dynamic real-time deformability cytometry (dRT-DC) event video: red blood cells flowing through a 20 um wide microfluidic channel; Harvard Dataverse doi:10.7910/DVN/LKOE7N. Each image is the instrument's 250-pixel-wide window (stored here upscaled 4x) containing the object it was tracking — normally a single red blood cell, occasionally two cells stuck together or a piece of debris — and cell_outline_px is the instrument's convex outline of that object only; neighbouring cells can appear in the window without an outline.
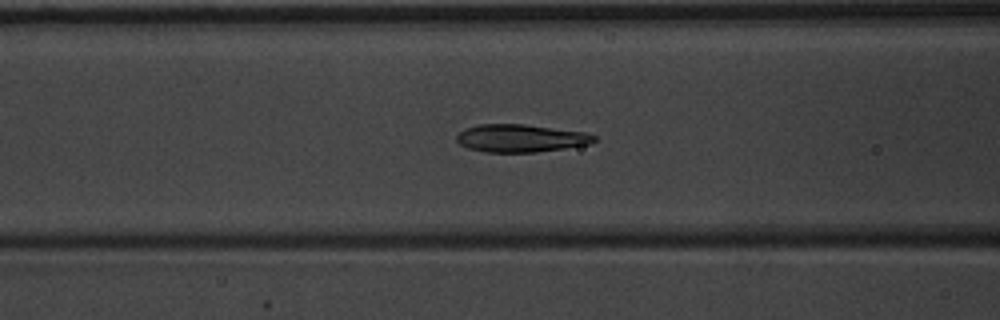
{"species": "common noctule bat (a hibernating species)", "species_latin": "Nyctalus noctula", "temperature_condition": "warm", "stored_images_in_passage": 49, "camera_frame_rate_fps": 3000, "um_per_image_px": 0.085, "animal": {"sex": "male", "body_mass_g": 20.1, "forearm_length_mm": 53.5}, "frame": {"image": 1, "passage_image": 18, "time_ms": 5.667, "image_size_px": [1000, 320], "cell_outline_px": [[596, 140], [592, 144], [536, 152], [488, 152], [468, 148], [460, 144], [456, 140], [456, 136], [464, 128], [480, 124], [524, 124], [584, 132], [596, 136]], "centroid_in_image_um": [44.26, 11.74], "position_along_channel_um": 122.3, "area_um2": 22.2}}
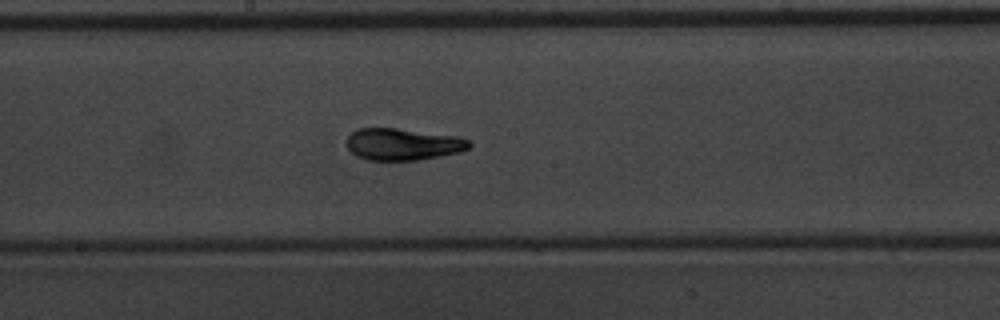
{"frame": {"image": 2, "passage_image": 25, "time_ms": 8.0, "image_size_px": [1000, 320], "cell_outline_px": [[472, 144], [468, 148], [460, 152], [416, 160], [364, 160], [356, 156], [348, 148], [348, 136], [356, 128], [396, 128], [456, 136], [468, 140]], "centroid_in_image_um": [34.22, 12.26], "position_along_channel_um": 214.0, "area_um2": 22.6}}
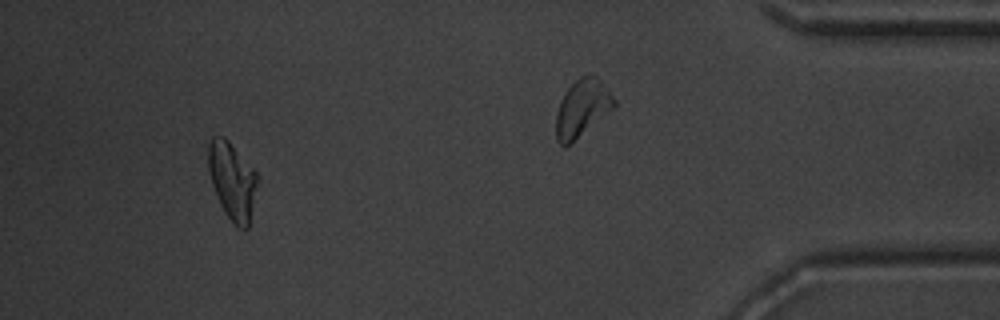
{"frame": {"image": 3, "passage_image": 45, "time_ms": 14.667, "image_size_px": [1000, 320], "cell_outline_px": [[256, 184], [248, 228], [244, 232], [224, 212], [220, 204], [212, 184], [208, 168], [208, 144], [212, 136], [224, 136], [228, 140], [256, 172]], "centroid_in_image_um": [19.7, 15.34], "position_along_channel_um": 415.5, "area_um2": 21.56}}